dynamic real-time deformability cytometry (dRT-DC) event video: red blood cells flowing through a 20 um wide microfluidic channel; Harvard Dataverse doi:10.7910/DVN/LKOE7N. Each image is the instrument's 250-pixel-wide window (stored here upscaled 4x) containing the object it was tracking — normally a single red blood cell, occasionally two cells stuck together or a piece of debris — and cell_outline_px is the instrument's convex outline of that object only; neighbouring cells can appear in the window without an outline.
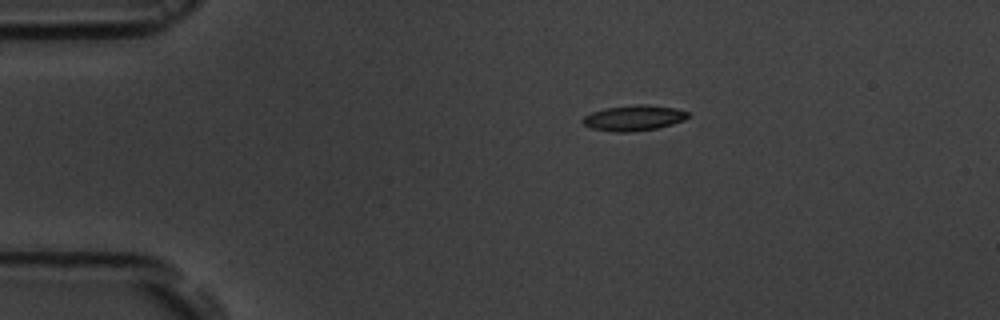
{"species": "common noctule bat (a hibernating species)", "species_latin": "Nyctalus noctula", "temperature_condition": "room temperature", "stored_images_in_passage": 2, "camera_frame_rate_fps": 3000, "um_per_image_px": 0.085, "animal": {"sex": "male", "body_mass_g": 19.5, "forearm_length_mm": 54.6}, "frame": {"image": 1, "passage_image": 1, "time_ms": 0.0, "image_size_px": [1000, 320], "cell_outline_px": [[688, 116], [684, 120], [672, 124], [656, 128], [628, 132], [612, 132], [592, 128], [584, 124], [580, 120], [584, 116], [592, 112], [608, 108], [636, 104], [648, 104], [676, 108], [688, 112]], "centroid_in_image_um": [53.87, 10.02], "position_along_channel_um": 31.1, "area_um2": 15.55}}